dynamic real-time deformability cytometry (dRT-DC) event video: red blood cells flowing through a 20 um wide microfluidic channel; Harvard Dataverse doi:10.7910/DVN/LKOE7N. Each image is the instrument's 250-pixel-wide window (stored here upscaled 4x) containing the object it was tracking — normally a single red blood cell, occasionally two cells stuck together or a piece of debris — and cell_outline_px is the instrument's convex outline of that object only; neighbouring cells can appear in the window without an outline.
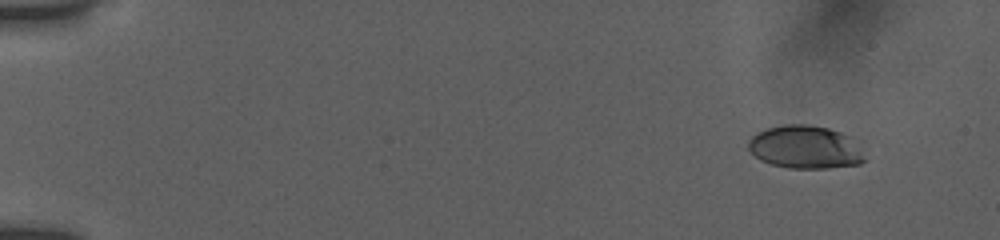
{"species": "human", "species_latin": "Homo sapiens", "temperature_condition": "room temperature", "stored_images_in_passage": 33, "camera_frame_rate_fps": 3000, "um_per_image_px": 0.085, "donor": {"sex": "female"}, "frame": {"image": 1, "passage_image": 3, "time_ms": 1.0, "image_size_px": [1000, 240], "cell_outline_px": [[868, 160], [860, 164], [828, 168], [788, 168], [772, 164], [760, 160], [748, 148], [748, 140], [752, 136], [768, 128], [784, 124], [804, 124], [828, 128], [840, 132], [848, 136]], "centroid_in_image_um": [68.43, 12.52], "position_along_channel_um": 16.6, "area_um2": 28.9}}
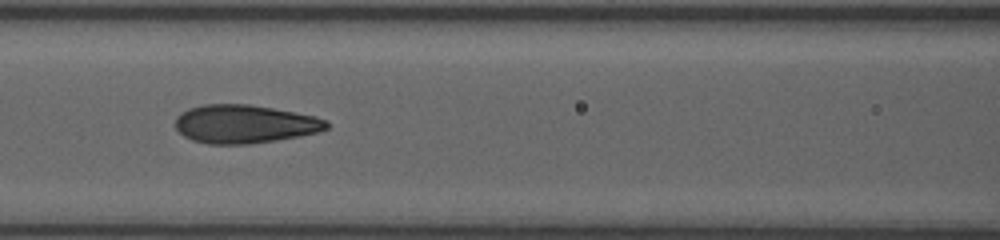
{"frame": {"image": 2, "passage_image": 20, "time_ms": 8.0, "image_size_px": [1000, 240], "cell_outline_px": [[328, 128], [316, 132], [300, 136], [276, 140], [248, 144], [208, 144], [192, 140], [184, 136], [176, 128], [176, 116], [180, 112], [188, 108], [204, 104], [248, 104], [272, 108], [316, 116], [328, 120]], "centroid_in_image_um": [20.77, 10.54], "position_along_channel_um": 145.8, "area_um2": 33.87}}
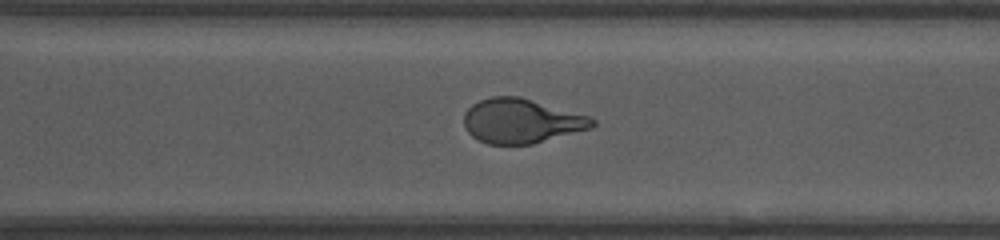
{"frame": {"image": 3, "passage_image": 33, "time_ms": 12.667, "image_size_px": [1000, 240], "cell_outline_px": [[596, 124], [592, 128], [532, 144], [488, 144], [472, 136], [468, 132], [464, 124], [464, 112], [472, 104], [480, 100], [492, 96], [520, 96], [592, 116], [596, 120]], "centroid_in_image_um": [44.35, 10.27], "position_along_channel_um": 326.2, "area_um2": 33.52}}